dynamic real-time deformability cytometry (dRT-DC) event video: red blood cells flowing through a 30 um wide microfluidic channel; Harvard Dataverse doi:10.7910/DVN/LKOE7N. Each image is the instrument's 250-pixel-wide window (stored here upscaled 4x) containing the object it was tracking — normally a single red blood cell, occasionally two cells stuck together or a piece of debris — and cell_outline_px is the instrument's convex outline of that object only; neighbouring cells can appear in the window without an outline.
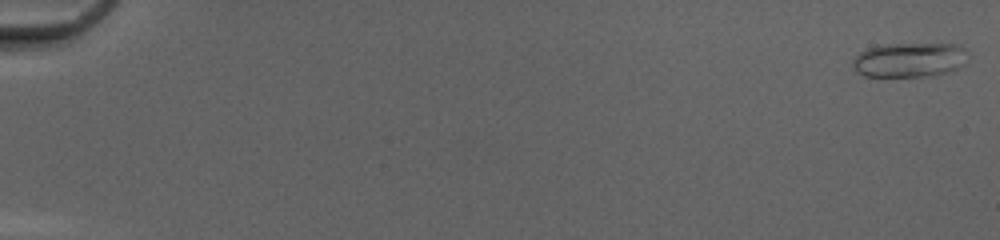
{"species": "common noctule bat (a hibernating species)", "species_latin": "Nyctalus noctula", "temperature_condition": "cold", "stored_images_in_passage": 51, "camera_frame_rate_fps": 3000, "um_per_image_px": 0.085, "animal": {"sex": "female", "body_mass_g": 20.0, "forearm_length_mm": 54.0}, "frame": {"image": 1, "passage_image": 1, "time_ms": 0.0, "image_size_px": [1000, 240], "cell_outline_px": [[968, 52], [964, 64], [948, 72], [936, 76], [864, 76], [856, 72], [852, 64], [852, 60], [860, 52], [868, 48], [884, 44], [956, 44], [964, 48]], "centroid_in_image_um": [77.3, 5.09], "position_along_channel_um": 7.7, "area_um2": 23.29}}
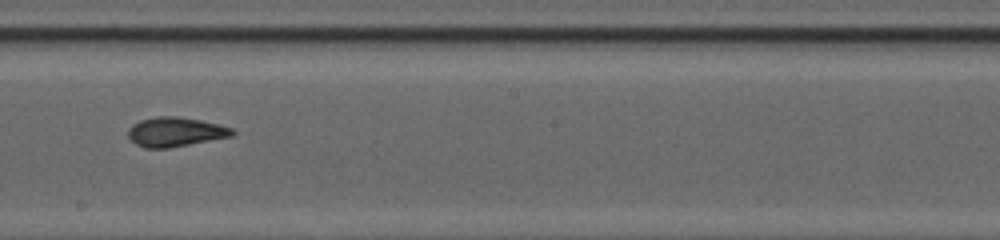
{"frame": {"image": 2, "passage_image": 31, "time_ms": 10.0, "image_size_px": [1000, 240], "cell_outline_px": [[236, 132], [232, 136], [168, 148], [144, 148], [136, 144], [128, 136], [128, 128], [132, 124], [140, 120], [156, 116], [176, 116], [200, 120], [220, 124], [232, 128]], "centroid_in_image_um": [14.9, 11.2], "position_along_channel_um": 233.3, "area_um2": 17.86}}
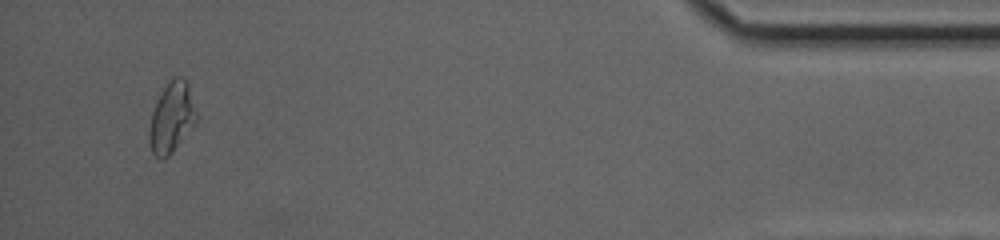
{"frame": {"image": 3, "passage_image": 49, "time_ms": 16.0, "image_size_px": [1000, 240], "cell_outline_px": [[196, 124], [172, 152], [164, 160], [160, 160], [152, 152], [148, 140], [148, 132], [152, 112], [164, 88], [176, 76], [184, 76], [188, 84], [196, 112]], "centroid_in_image_um": [14.59, 10.04], "position_along_channel_um": 420.6, "area_um2": 19.13}, "authors_computed_cell_mechanics": {"area_um2": 18.2648, "velocity_mm_per_s": 4.1844, "shape_relaxation_time_tau1_ms": null, "shape_relaxation_time_tau2_ms": 1.414, "deformation_change_tau1": null, "deformation_change_tau2": 0.0507}}